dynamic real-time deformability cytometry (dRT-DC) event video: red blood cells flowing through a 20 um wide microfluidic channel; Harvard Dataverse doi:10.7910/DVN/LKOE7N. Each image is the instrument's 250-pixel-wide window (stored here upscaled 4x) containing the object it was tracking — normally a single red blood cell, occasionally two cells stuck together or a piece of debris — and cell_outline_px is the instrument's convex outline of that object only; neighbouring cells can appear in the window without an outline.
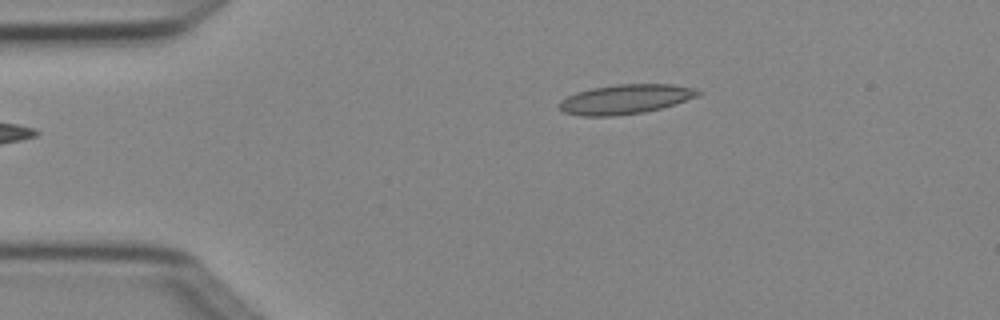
{"species": "Egyptian fruit bat (a non-hibernating species)", "species_latin": "Rousettus aegyptiacus", "temperature_condition": "cold", "stored_images_in_passage": 2, "camera_frame_rate_fps": 3000, "um_per_image_px": 0.085, "animal": {"sex": "female"}, "frame": {"image": 1, "passage_image": 2, "time_ms": 0.333, "image_size_px": [1000, 320], "cell_outline_px": [[704, 92], [700, 96], [660, 108], [644, 112], [612, 116], [580, 116], [564, 112], [560, 108], [560, 100], [576, 92], [592, 88], [616, 84], [672, 84], [692, 88]], "centroid_in_image_um": [53.17, 8.43], "position_along_channel_um": 31.8, "area_um2": 23.81}}